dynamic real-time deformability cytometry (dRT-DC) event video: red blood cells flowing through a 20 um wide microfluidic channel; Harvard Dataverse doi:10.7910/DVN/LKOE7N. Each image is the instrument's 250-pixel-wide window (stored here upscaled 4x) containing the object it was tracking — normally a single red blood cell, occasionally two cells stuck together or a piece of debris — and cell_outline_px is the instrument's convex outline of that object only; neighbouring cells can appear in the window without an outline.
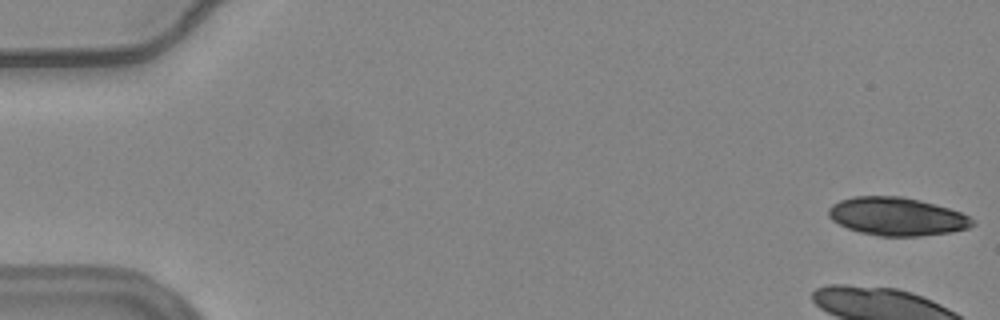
{"species": "common noctule bat (a hibernating species)", "species_latin": "Nyctalus noctula", "temperature_condition": "warm", "stored_images_in_passage": 41, "camera_frame_rate_fps": 3000, "um_per_image_px": 0.085, "animal": {"sex": "female", "body_mass_g": 24.6, "forearm_length_mm": 56.2}, "frame": {"image": 1, "passage_image": 1, "time_ms": 0.0, "image_size_px": [1000, 320], "cell_outline_px": [[976, 224], [968, 228], [948, 232], [920, 236], [880, 236], [860, 232], [848, 228], [832, 220], [828, 216], [828, 208], [832, 204], [840, 200], [852, 196], [900, 196], [920, 200], [948, 208], [960, 212], [976, 220]], "centroid_in_image_um": [76.23, 18.39], "position_along_channel_um": 8.8, "area_um2": 31.96}}